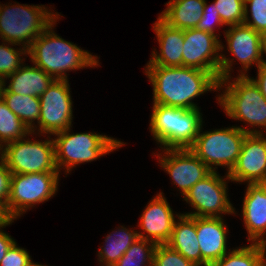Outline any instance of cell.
I'll return each mask as SVG.
<instances>
[{
    "label": "cell",
    "mask_w": 266,
    "mask_h": 266,
    "mask_svg": "<svg viewBox=\"0 0 266 266\" xmlns=\"http://www.w3.org/2000/svg\"><path fill=\"white\" fill-rule=\"evenodd\" d=\"M201 127L190 149L211 171L227 166L228 174L235 166L247 133H263L241 127H230L201 133Z\"/></svg>",
    "instance_id": "5b68a950"
},
{
    "label": "cell",
    "mask_w": 266,
    "mask_h": 266,
    "mask_svg": "<svg viewBox=\"0 0 266 266\" xmlns=\"http://www.w3.org/2000/svg\"><path fill=\"white\" fill-rule=\"evenodd\" d=\"M226 181L221 179L216 171H211L206 177L193 185L183 197L194 207L196 212L184 215L192 217L220 218V213H235L227 198Z\"/></svg>",
    "instance_id": "8fae6325"
},
{
    "label": "cell",
    "mask_w": 266,
    "mask_h": 266,
    "mask_svg": "<svg viewBox=\"0 0 266 266\" xmlns=\"http://www.w3.org/2000/svg\"><path fill=\"white\" fill-rule=\"evenodd\" d=\"M153 29L158 38L160 54L153 51L147 66H182L183 30L171 27L160 17L155 22Z\"/></svg>",
    "instance_id": "d6986e66"
},
{
    "label": "cell",
    "mask_w": 266,
    "mask_h": 266,
    "mask_svg": "<svg viewBox=\"0 0 266 266\" xmlns=\"http://www.w3.org/2000/svg\"><path fill=\"white\" fill-rule=\"evenodd\" d=\"M264 38V52L266 53V33L263 35Z\"/></svg>",
    "instance_id": "74e56055"
},
{
    "label": "cell",
    "mask_w": 266,
    "mask_h": 266,
    "mask_svg": "<svg viewBox=\"0 0 266 266\" xmlns=\"http://www.w3.org/2000/svg\"><path fill=\"white\" fill-rule=\"evenodd\" d=\"M146 75L153 86V104L185 109H198L192 99L218 90V78L208 71L193 67L147 66Z\"/></svg>",
    "instance_id": "6da1fadb"
},
{
    "label": "cell",
    "mask_w": 266,
    "mask_h": 266,
    "mask_svg": "<svg viewBox=\"0 0 266 266\" xmlns=\"http://www.w3.org/2000/svg\"><path fill=\"white\" fill-rule=\"evenodd\" d=\"M6 78H10L11 82L6 88L3 85L1 93L35 97H40L55 80L37 66H21Z\"/></svg>",
    "instance_id": "44dd1931"
},
{
    "label": "cell",
    "mask_w": 266,
    "mask_h": 266,
    "mask_svg": "<svg viewBox=\"0 0 266 266\" xmlns=\"http://www.w3.org/2000/svg\"><path fill=\"white\" fill-rule=\"evenodd\" d=\"M226 176L236 182L266 183V138L262 133H247L238 160Z\"/></svg>",
    "instance_id": "4fadbf2b"
},
{
    "label": "cell",
    "mask_w": 266,
    "mask_h": 266,
    "mask_svg": "<svg viewBox=\"0 0 266 266\" xmlns=\"http://www.w3.org/2000/svg\"><path fill=\"white\" fill-rule=\"evenodd\" d=\"M59 172L12 174L6 211L12 220L36 203L47 201L57 190Z\"/></svg>",
    "instance_id": "9c48e42d"
},
{
    "label": "cell",
    "mask_w": 266,
    "mask_h": 266,
    "mask_svg": "<svg viewBox=\"0 0 266 266\" xmlns=\"http://www.w3.org/2000/svg\"><path fill=\"white\" fill-rule=\"evenodd\" d=\"M242 214L248 232V241L266 245V183L248 184Z\"/></svg>",
    "instance_id": "ac0fdd59"
},
{
    "label": "cell",
    "mask_w": 266,
    "mask_h": 266,
    "mask_svg": "<svg viewBox=\"0 0 266 266\" xmlns=\"http://www.w3.org/2000/svg\"><path fill=\"white\" fill-rule=\"evenodd\" d=\"M1 98L7 107L31 130L35 132L33 121L39 122L40 97L22 96L16 93H1ZM33 129V130H32Z\"/></svg>",
    "instance_id": "cb8c5ba5"
},
{
    "label": "cell",
    "mask_w": 266,
    "mask_h": 266,
    "mask_svg": "<svg viewBox=\"0 0 266 266\" xmlns=\"http://www.w3.org/2000/svg\"><path fill=\"white\" fill-rule=\"evenodd\" d=\"M214 5L223 24L229 26L243 24L244 0H215Z\"/></svg>",
    "instance_id": "83f0119b"
},
{
    "label": "cell",
    "mask_w": 266,
    "mask_h": 266,
    "mask_svg": "<svg viewBox=\"0 0 266 266\" xmlns=\"http://www.w3.org/2000/svg\"><path fill=\"white\" fill-rule=\"evenodd\" d=\"M139 239L138 232L121 228L118 232L106 237V246L99 250V261L104 265L113 266L124 255L129 247Z\"/></svg>",
    "instance_id": "603a6c76"
},
{
    "label": "cell",
    "mask_w": 266,
    "mask_h": 266,
    "mask_svg": "<svg viewBox=\"0 0 266 266\" xmlns=\"http://www.w3.org/2000/svg\"><path fill=\"white\" fill-rule=\"evenodd\" d=\"M70 130L68 128L55 134L57 138L53 139L58 171L60 167H66V172L69 173L78 163L94 161L124 145L123 142L106 135L91 132L70 134Z\"/></svg>",
    "instance_id": "52a82bcc"
},
{
    "label": "cell",
    "mask_w": 266,
    "mask_h": 266,
    "mask_svg": "<svg viewBox=\"0 0 266 266\" xmlns=\"http://www.w3.org/2000/svg\"><path fill=\"white\" fill-rule=\"evenodd\" d=\"M225 92L218 97L220 105L232 119L243 120L249 125L266 128V99L254 82L242 73L227 84Z\"/></svg>",
    "instance_id": "ba28073f"
},
{
    "label": "cell",
    "mask_w": 266,
    "mask_h": 266,
    "mask_svg": "<svg viewBox=\"0 0 266 266\" xmlns=\"http://www.w3.org/2000/svg\"><path fill=\"white\" fill-rule=\"evenodd\" d=\"M32 266H44V265L36 264V263L33 262V265Z\"/></svg>",
    "instance_id": "ab89813d"
},
{
    "label": "cell",
    "mask_w": 266,
    "mask_h": 266,
    "mask_svg": "<svg viewBox=\"0 0 266 266\" xmlns=\"http://www.w3.org/2000/svg\"><path fill=\"white\" fill-rule=\"evenodd\" d=\"M183 37L182 66L213 73L219 80V88L226 85L229 82L232 61L218 55L224 48L217 38L218 35L193 28L183 30Z\"/></svg>",
    "instance_id": "8992f818"
},
{
    "label": "cell",
    "mask_w": 266,
    "mask_h": 266,
    "mask_svg": "<svg viewBox=\"0 0 266 266\" xmlns=\"http://www.w3.org/2000/svg\"><path fill=\"white\" fill-rule=\"evenodd\" d=\"M150 130L164 149L189 148L195 141L202 116L199 109L153 105Z\"/></svg>",
    "instance_id": "3957f363"
},
{
    "label": "cell",
    "mask_w": 266,
    "mask_h": 266,
    "mask_svg": "<svg viewBox=\"0 0 266 266\" xmlns=\"http://www.w3.org/2000/svg\"><path fill=\"white\" fill-rule=\"evenodd\" d=\"M224 34L229 51L241 62L245 71L252 64L256 63L259 67L266 62L262 60L264 38L261 33L243 23L230 26Z\"/></svg>",
    "instance_id": "2e32d148"
},
{
    "label": "cell",
    "mask_w": 266,
    "mask_h": 266,
    "mask_svg": "<svg viewBox=\"0 0 266 266\" xmlns=\"http://www.w3.org/2000/svg\"><path fill=\"white\" fill-rule=\"evenodd\" d=\"M160 165L173 178L185 196L190 188L206 177L211 170L188 148L164 149Z\"/></svg>",
    "instance_id": "5bb4252c"
},
{
    "label": "cell",
    "mask_w": 266,
    "mask_h": 266,
    "mask_svg": "<svg viewBox=\"0 0 266 266\" xmlns=\"http://www.w3.org/2000/svg\"><path fill=\"white\" fill-rule=\"evenodd\" d=\"M29 253L23 248H19L16 242L7 250L4 258L0 262V266H32Z\"/></svg>",
    "instance_id": "1f68e13d"
},
{
    "label": "cell",
    "mask_w": 266,
    "mask_h": 266,
    "mask_svg": "<svg viewBox=\"0 0 266 266\" xmlns=\"http://www.w3.org/2000/svg\"><path fill=\"white\" fill-rule=\"evenodd\" d=\"M5 7V8H4ZM0 5V37L5 42L28 49L32 42L45 31L56 19L53 14L41 6ZM26 41V42H25Z\"/></svg>",
    "instance_id": "277c9868"
},
{
    "label": "cell",
    "mask_w": 266,
    "mask_h": 266,
    "mask_svg": "<svg viewBox=\"0 0 266 266\" xmlns=\"http://www.w3.org/2000/svg\"><path fill=\"white\" fill-rule=\"evenodd\" d=\"M68 80H54L40 96V133L57 134L71 127L72 100Z\"/></svg>",
    "instance_id": "7c38bea8"
},
{
    "label": "cell",
    "mask_w": 266,
    "mask_h": 266,
    "mask_svg": "<svg viewBox=\"0 0 266 266\" xmlns=\"http://www.w3.org/2000/svg\"><path fill=\"white\" fill-rule=\"evenodd\" d=\"M19 139L2 148V158L12 174L59 172L55 161L54 141Z\"/></svg>",
    "instance_id": "30bf717a"
},
{
    "label": "cell",
    "mask_w": 266,
    "mask_h": 266,
    "mask_svg": "<svg viewBox=\"0 0 266 266\" xmlns=\"http://www.w3.org/2000/svg\"><path fill=\"white\" fill-rule=\"evenodd\" d=\"M14 242L15 241L8 234L0 230V262Z\"/></svg>",
    "instance_id": "d590c367"
},
{
    "label": "cell",
    "mask_w": 266,
    "mask_h": 266,
    "mask_svg": "<svg viewBox=\"0 0 266 266\" xmlns=\"http://www.w3.org/2000/svg\"><path fill=\"white\" fill-rule=\"evenodd\" d=\"M2 88H3V80L0 78V98H1Z\"/></svg>",
    "instance_id": "f35d334b"
},
{
    "label": "cell",
    "mask_w": 266,
    "mask_h": 266,
    "mask_svg": "<svg viewBox=\"0 0 266 266\" xmlns=\"http://www.w3.org/2000/svg\"><path fill=\"white\" fill-rule=\"evenodd\" d=\"M5 44L7 43L0 45V78L3 80L4 86L6 84L5 78L21 67L20 65L23 59H21L20 56L28 53V49L26 48L19 49L18 51L14 48L5 46Z\"/></svg>",
    "instance_id": "f1b7e54d"
},
{
    "label": "cell",
    "mask_w": 266,
    "mask_h": 266,
    "mask_svg": "<svg viewBox=\"0 0 266 266\" xmlns=\"http://www.w3.org/2000/svg\"><path fill=\"white\" fill-rule=\"evenodd\" d=\"M258 79L250 78L254 84L259 88L262 96L266 99V62L258 67Z\"/></svg>",
    "instance_id": "e575fe53"
},
{
    "label": "cell",
    "mask_w": 266,
    "mask_h": 266,
    "mask_svg": "<svg viewBox=\"0 0 266 266\" xmlns=\"http://www.w3.org/2000/svg\"><path fill=\"white\" fill-rule=\"evenodd\" d=\"M209 7L210 6H208L206 1H205L204 9L202 12V18L200 19L196 28L215 35L214 23L219 25V26L220 25L222 26L224 24H223L222 20L220 19L219 12L217 11L214 3L212 4V6L210 8ZM210 19H212V20H210ZM213 21H214V23H213Z\"/></svg>",
    "instance_id": "d6a6232c"
},
{
    "label": "cell",
    "mask_w": 266,
    "mask_h": 266,
    "mask_svg": "<svg viewBox=\"0 0 266 266\" xmlns=\"http://www.w3.org/2000/svg\"><path fill=\"white\" fill-rule=\"evenodd\" d=\"M174 222L175 216L170 205L162 193H159L151 200L140 218L139 226L147 235L138 232V236L156 245L166 244L170 239Z\"/></svg>",
    "instance_id": "9a60e30c"
},
{
    "label": "cell",
    "mask_w": 266,
    "mask_h": 266,
    "mask_svg": "<svg viewBox=\"0 0 266 266\" xmlns=\"http://www.w3.org/2000/svg\"><path fill=\"white\" fill-rule=\"evenodd\" d=\"M13 220L8 215L6 208L0 203V228L7 226L12 223Z\"/></svg>",
    "instance_id": "8d00e7d4"
},
{
    "label": "cell",
    "mask_w": 266,
    "mask_h": 266,
    "mask_svg": "<svg viewBox=\"0 0 266 266\" xmlns=\"http://www.w3.org/2000/svg\"><path fill=\"white\" fill-rule=\"evenodd\" d=\"M248 3L251 8L252 22L248 19ZM244 16L243 23L245 25L250 26L262 35L266 33V0H244Z\"/></svg>",
    "instance_id": "f546056e"
},
{
    "label": "cell",
    "mask_w": 266,
    "mask_h": 266,
    "mask_svg": "<svg viewBox=\"0 0 266 266\" xmlns=\"http://www.w3.org/2000/svg\"><path fill=\"white\" fill-rule=\"evenodd\" d=\"M31 130L7 107L0 98V146L19 139H24Z\"/></svg>",
    "instance_id": "484cf974"
},
{
    "label": "cell",
    "mask_w": 266,
    "mask_h": 266,
    "mask_svg": "<svg viewBox=\"0 0 266 266\" xmlns=\"http://www.w3.org/2000/svg\"><path fill=\"white\" fill-rule=\"evenodd\" d=\"M55 22L56 20L28 48L27 55L31 56L34 65L55 80H68L65 71L97 66L99 63L97 56L54 33L52 27Z\"/></svg>",
    "instance_id": "7a4b0ae2"
},
{
    "label": "cell",
    "mask_w": 266,
    "mask_h": 266,
    "mask_svg": "<svg viewBox=\"0 0 266 266\" xmlns=\"http://www.w3.org/2000/svg\"><path fill=\"white\" fill-rule=\"evenodd\" d=\"M266 245L252 243L233 249L209 266H266Z\"/></svg>",
    "instance_id": "d4e9b609"
},
{
    "label": "cell",
    "mask_w": 266,
    "mask_h": 266,
    "mask_svg": "<svg viewBox=\"0 0 266 266\" xmlns=\"http://www.w3.org/2000/svg\"><path fill=\"white\" fill-rule=\"evenodd\" d=\"M167 9L159 16L164 22L181 30L196 28L205 5V0H170Z\"/></svg>",
    "instance_id": "7402d4cb"
},
{
    "label": "cell",
    "mask_w": 266,
    "mask_h": 266,
    "mask_svg": "<svg viewBox=\"0 0 266 266\" xmlns=\"http://www.w3.org/2000/svg\"><path fill=\"white\" fill-rule=\"evenodd\" d=\"M153 266H197L195 263L185 259L176 250L167 244L155 246L153 254Z\"/></svg>",
    "instance_id": "4dcf8cb0"
},
{
    "label": "cell",
    "mask_w": 266,
    "mask_h": 266,
    "mask_svg": "<svg viewBox=\"0 0 266 266\" xmlns=\"http://www.w3.org/2000/svg\"><path fill=\"white\" fill-rule=\"evenodd\" d=\"M178 221L174 222L170 239L166 243L176 250L185 259L201 266V252L198 242L195 217L181 214Z\"/></svg>",
    "instance_id": "ffe728a7"
},
{
    "label": "cell",
    "mask_w": 266,
    "mask_h": 266,
    "mask_svg": "<svg viewBox=\"0 0 266 266\" xmlns=\"http://www.w3.org/2000/svg\"><path fill=\"white\" fill-rule=\"evenodd\" d=\"M155 246L154 242L139 238L113 266H144L145 262L153 266Z\"/></svg>",
    "instance_id": "4316f807"
},
{
    "label": "cell",
    "mask_w": 266,
    "mask_h": 266,
    "mask_svg": "<svg viewBox=\"0 0 266 266\" xmlns=\"http://www.w3.org/2000/svg\"><path fill=\"white\" fill-rule=\"evenodd\" d=\"M0 160V203L6 208L10 194V182L12 173L7 168V165L2 156H0Z\"/></svg>",
    "instance_id": "836d02e7"
},
{
    "label": "cell",
    "mask_w": 266,
    "mask_h": 266,
    "mask_svg": "<svg viewBox=\"0 0 266 266\" xmlns=\"http://www.w3.org/2000/svg\"><path fill=\"white\" fill-rule=\"evenodd\" d=\"M222 220V217H195L201 252V266H209L227 254V228Z\"/></svg>",
    "instance_id": "e0dca14e"
}]
</instances>
